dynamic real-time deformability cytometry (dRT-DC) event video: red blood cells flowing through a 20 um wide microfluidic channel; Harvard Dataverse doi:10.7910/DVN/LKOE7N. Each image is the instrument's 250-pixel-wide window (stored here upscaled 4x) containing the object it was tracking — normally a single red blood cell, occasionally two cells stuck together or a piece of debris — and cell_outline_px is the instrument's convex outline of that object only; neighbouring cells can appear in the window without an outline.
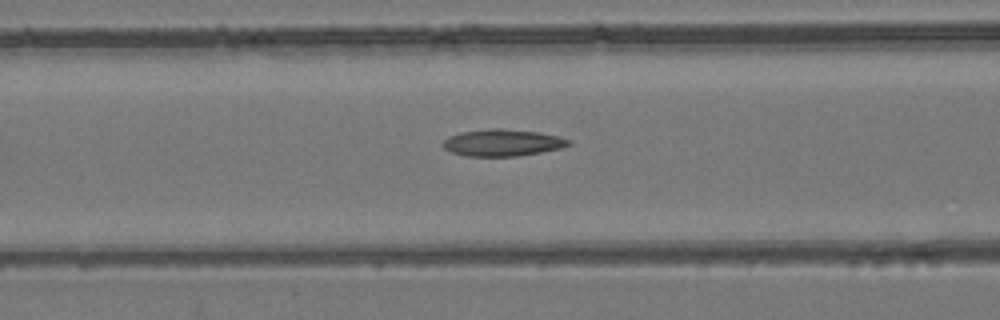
{"species": "common noctule bat (a hibernating species)", "species_latin": "Nyctalus noctula", "temperature_condition": "room temperature", "stored_images_in_passage": 53, "camera_frame_rate_fps": 3000, "um_per_image_px": 0.085, "animal": {"sex": "female", "body_mass_g": 24.6, "forearm_length_mm": 56.2}, "frame": {"image": 1, "passage_image": 22, "time_ms": 7.0, "image_size_px": [1000, 320], "cell_outline_px": [[572, 144], [560, 148], [540, 152], [516, 156], [464, 156], [452, 152], [444, 148], [444, 140], [448, 136], [460, 132], [492, 128], [500, 128], [536, 132], [560, 136], [568, 140]], "centroid_in_image_um": [42.69, 12.12], "position_along_channel_um": 123.9, "area_um2": 19.48}}
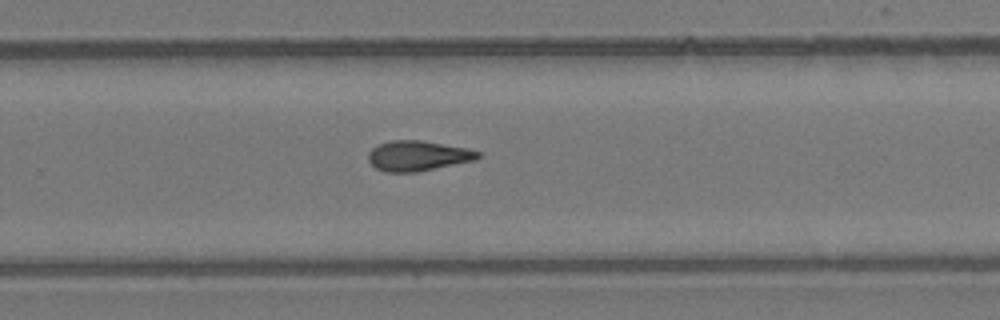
{"frame": {"image": 2, "passage_image": 35, "time_ms": 11.333, "image_size_px": [1000, 320], "cell_outline_px": [[480, 156], [476, 160], [416, 172], [384, 172], [376, 168], [368, 160], [368, 152], [372, 148], [380, 144], [392, 140], [420, 140], [468, 148], [480, 152]], "centroid_in_image_um": [35.52, 13.24], "position_along_channel_um": 294.3, "area_um2": 19.25}}
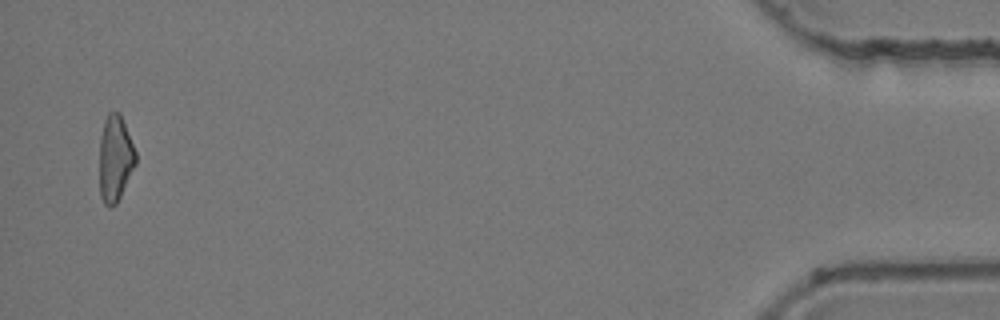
{"frame": {"image": 3, "passage_image": 52, "time_ms": 17.0, "image_size_px": [1000, 320], "cell_outline_px": [[136, 164], [116, 204], [108, 208], [104, 204], [100, 196], [100, 136], [104, 120], [108, 112], [120, 112], [136, 152]], "centroid_in_image_um": [9.78, 13.46], "position_along_channel_um": 425.4, "area_um2": 18.21}, "authors_computed_cell_mechanics": {"area_um2": 19.1896, "velocity_mm_per_s": 3.9354, "shape_relaxation_time_tau1_ms": null, "shape_relaxation_time_tau2_ms": 8.8222, "deformation_change_tau1": null, "deformation_change_tau2": 0.206}}